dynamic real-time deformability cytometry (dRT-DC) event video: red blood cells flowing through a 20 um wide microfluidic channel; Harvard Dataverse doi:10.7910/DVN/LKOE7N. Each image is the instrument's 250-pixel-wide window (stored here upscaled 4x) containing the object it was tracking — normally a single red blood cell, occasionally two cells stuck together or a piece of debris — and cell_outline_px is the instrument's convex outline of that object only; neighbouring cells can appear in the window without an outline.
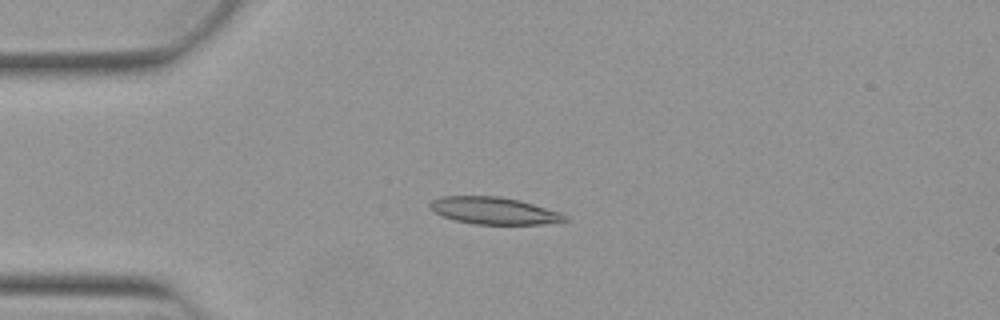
{"species": "Egyptian fruit bat (a non-hibernating species)", "species_latin": "Rousettus aegyptiacus", "temperature_condition": "warm", "stored_images_in_passage": 41, "camera_frame_rate_fps": 3000, "um_per_image_px": 0.085, "animal": {"sex": "female"}, "frame": {"image": 1, "passage_image": 2, "time_ms": 0.333, "image_size_px": [1000, 320], "cell_outline_px": [[568, 220], [540, 224], [472, 224], [456, 220], [444, 216], [436, 212], [428, 204], [432, 200], [440, 196], [500, 196], [520, 200], [560, 212], [568, 216]], "centroid_in_image_um": [42.0, 17.9], "position_along_channel_um": 43.0, "area_um2": 21.15}}
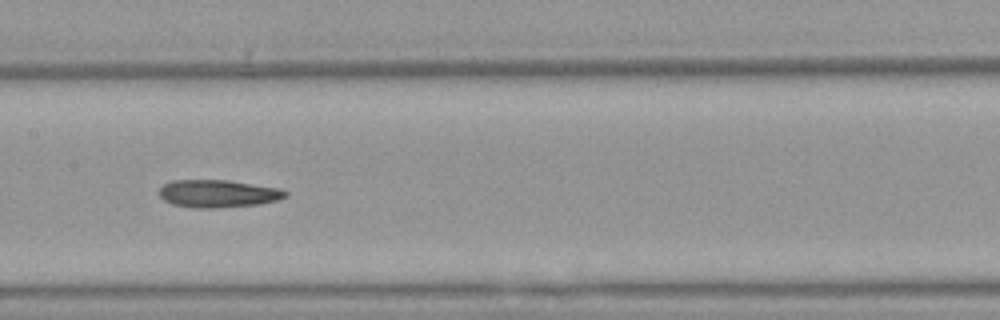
{"frame": {"image": 2, "passage_image": 15, "time_ms": 4.667, "image_size_px": [1000, 320], "cell_outline_px": [[288, 196], [276, 200], [260, 204], [216, 208], [192, 208], [172, 204], [164, 200], [160, 196], [160, 188], [164, 184], [172, 180], [228, 180], [280, 188], [288, 192]], "centroid_in_image_um": [18.54, 16.46], "position_along_channel_um": 188.9, "area_um2": 20.4}}
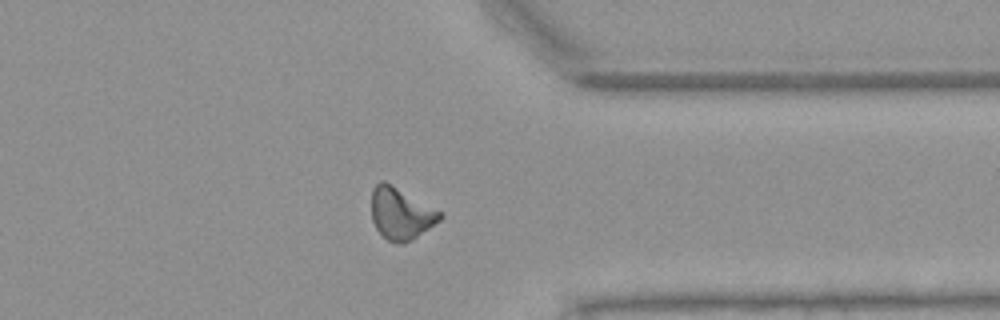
{"frame": {"image": 3, "passage_image": 30, "time_ms": 9.667, "image_size_px": [1000, 320], "cell_outline_px": [[444, 216], [440, 220], [412, 240], [404, 244], [400, 244], [388, 240], [376, 228], [372, 220], [372, 188], [380, 180], [384, 180], [440, 212]], "centroid_in_image_um": [34.04, 18.16], "position_along_channel_um": 377.4, "area_um2": 20.29}, "authors_computed_cell_mechanics": {"area_um2": 20.2878, "velocity_mm_per_s": 3.8984, "shape_relaxation_time_tau1_ms": null, "shape_relaxation_time_tau2_ms": 9.9259, "deformation_change_tau1": null, "deformation_change_tau2": 0.24}}